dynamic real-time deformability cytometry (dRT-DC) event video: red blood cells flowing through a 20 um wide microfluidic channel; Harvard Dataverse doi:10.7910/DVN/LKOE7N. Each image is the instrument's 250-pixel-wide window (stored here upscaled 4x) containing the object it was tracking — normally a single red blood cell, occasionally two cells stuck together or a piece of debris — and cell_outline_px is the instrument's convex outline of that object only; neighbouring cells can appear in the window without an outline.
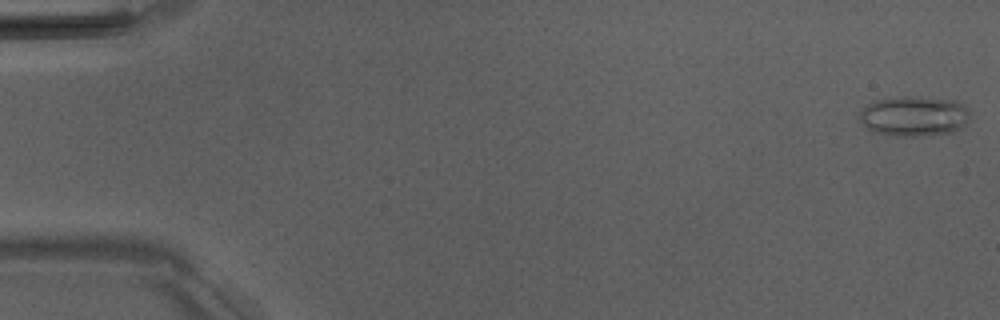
{"species": "Egyptian fruit bat (a non-hibernating species)", "species_latin": "Rousettus aegyptiacus", "temperature_condition": "room temperature", "stored_images_in_passage": 6, "camera_frame_rate_fps": 3000, "um_per_image_px": 0.085, "animal": {"sex": "male"}, "frame": {"image": 1, "passage_image": 1, "time_ms": 0.0, "image_size_px": [1000, 320], "cell_outline_px": [[968, 120], [964, 128], [952, 132], [916, 136], [892, 136], [876, 132], [868, 128], [860, 120], [860, 112], [868, 104], [876, 100], [900, 96], [920, 96], [956, 100], [964, 104], [968, 112]], "centroid_in_image_um": [77.73, 9.86], "position_along_channel_um": 7.3, "area_um2": 25.95}}